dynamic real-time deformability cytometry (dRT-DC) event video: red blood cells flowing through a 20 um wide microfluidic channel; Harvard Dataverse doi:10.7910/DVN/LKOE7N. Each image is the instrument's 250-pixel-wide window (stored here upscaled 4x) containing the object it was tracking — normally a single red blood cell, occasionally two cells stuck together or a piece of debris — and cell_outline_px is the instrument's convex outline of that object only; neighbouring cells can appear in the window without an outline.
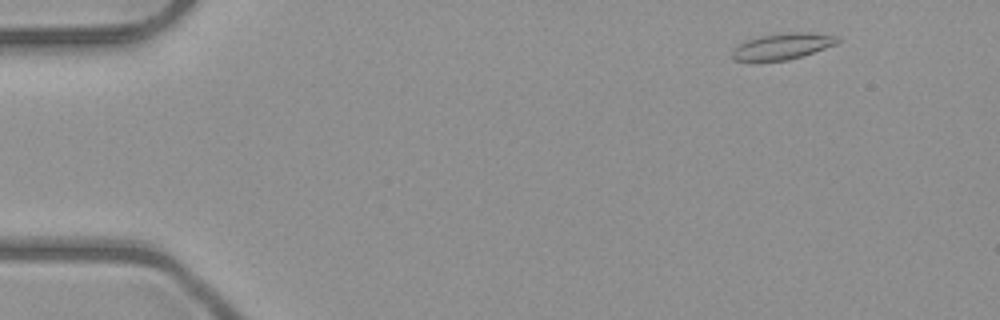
{"species": "common noctule bat (a hibernating species)", "species_latin": "Nyctalus noctula", "temperature_condition": "room temperature", "stored_images_in_passage": 50, "camera_frame_rate_fps": 3000, "um_per_image_px": 0.085, "animal": {"sex": "male", "body_mass_g": 23.1, "forearm_length_mm": 52.7}, "frame": {"image": 1, "passage_image": 4, "time_ms": 1.0, "image_size_px": [1000, 320], "cell_outline_px": [[840, 40], [836, 44], [788, 60], [756, 64], [732, 60], [732, 52], [740, 44], [748, 40], [760, 36], [788, 32], [808, 32], [836, 36]], "centroid_in_image_um": [66.42, 3.98], "position_along_channel_um": 18.6, "area_um2": 16.36}}
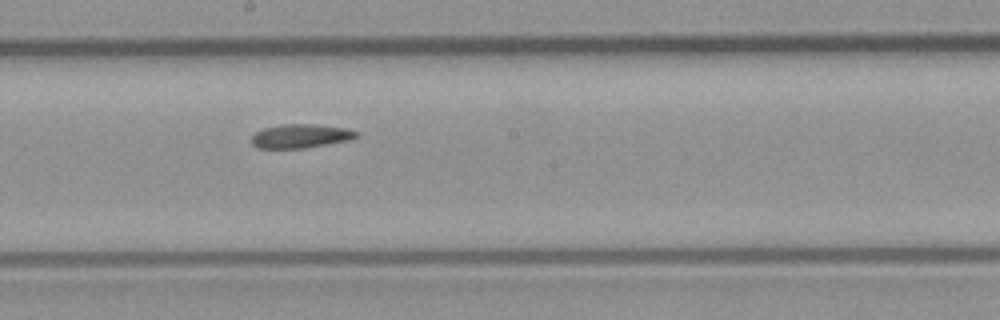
{"frame": {"image": 2, "passage_image": 27, "time_ms": 8.667, "image_size_px": [1000, 320], "cell_outline_px": [[360, 136], [352, 140], [304, 148], [256, 148], [252, 144], [252, 136], [256, 132], [264, 128], [280, 124], [316, 124], [344, 128], [356, 132]], "centroid_in_image_um": [25.56, 11.57], "position_along_channel_um": 222.6, "area_um2": 14.62}}
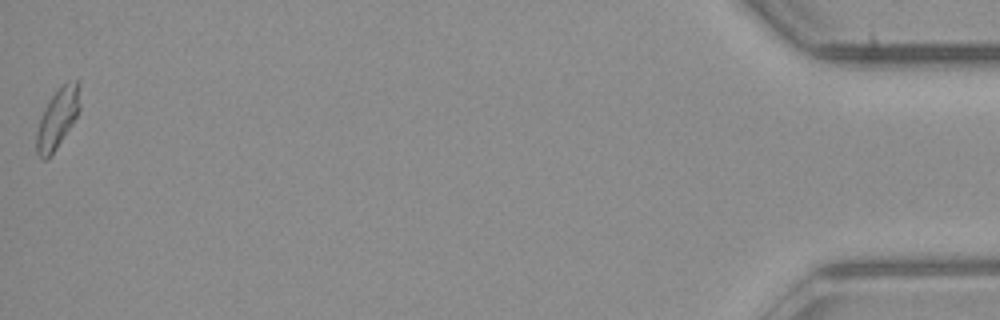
{"frame": {"image": 3, "passage_image": 50, "time_ms": 16.333, "image_size_px": [1000, 320], "cell_outline_px": [[80, 108], [72, 124], [56, 148], [44, 160], [40, 160], [36, 152], [36, 132], [40, 116], [44, 108], [52, 96], [68, 80], [76, 80], [80, 84]], "centroid_in_image_um": [4.88, 10.04], "position_along_channel_um": 430.3, "area_um2": 15.03}, "authors_computed_cell_mechanics": {"area_um2": 14.9991, "velocity_mm_per_s": 4.0297, "shape_relaxation_time_tau1_ms": null, "shape_relaxation_time_tau2_ms": 3.258, "deformation_change_tau1": null, "deformation_change_tau2": 0.1117}}